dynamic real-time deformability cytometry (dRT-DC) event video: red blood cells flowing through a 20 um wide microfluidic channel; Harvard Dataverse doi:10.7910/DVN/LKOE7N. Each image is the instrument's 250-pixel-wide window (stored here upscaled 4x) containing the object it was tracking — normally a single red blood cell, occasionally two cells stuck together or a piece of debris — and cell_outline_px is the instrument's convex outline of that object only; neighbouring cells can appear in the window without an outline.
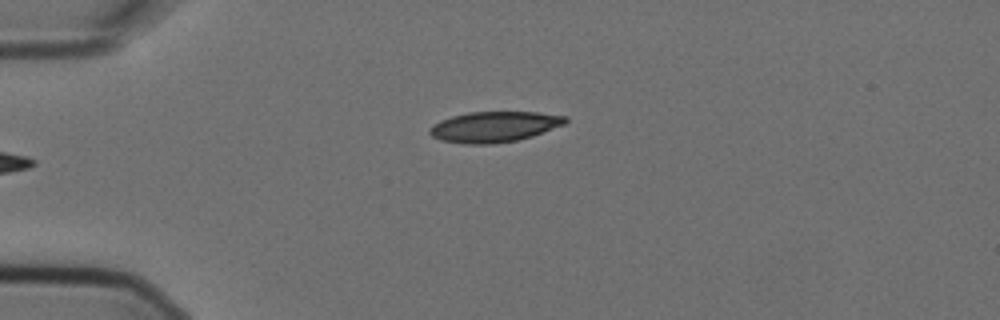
{"species": "Egyptian fruit bat (a non-hibernating species)", "species_latin": "Rousettus aegyptiacus", "temperature_condition": "cold", "stored_images_in_passage": 5, "camera_frame_rate_fps": 3000, "um_per_image_px": 0.085, "animal": {"sex": "female"}, "frame": {"image": 1, "passage_image": 5, "time_ms": 1.333, "image_size_px": [1000, 320], "cell_outline_px": [[568, 120], [564, 124], [532, 136], [516, 140], [488, 144], [468, 144], [440, 140], [432, 136], [428, 132], [428, 128], [440, 120], [452, 116], [468, 112], [536, 112], [568, 116]], "centroid_in_image_um": [41.99, 10.77], "position_along_channel_um": 43.0, "area_um2": 24.1}}